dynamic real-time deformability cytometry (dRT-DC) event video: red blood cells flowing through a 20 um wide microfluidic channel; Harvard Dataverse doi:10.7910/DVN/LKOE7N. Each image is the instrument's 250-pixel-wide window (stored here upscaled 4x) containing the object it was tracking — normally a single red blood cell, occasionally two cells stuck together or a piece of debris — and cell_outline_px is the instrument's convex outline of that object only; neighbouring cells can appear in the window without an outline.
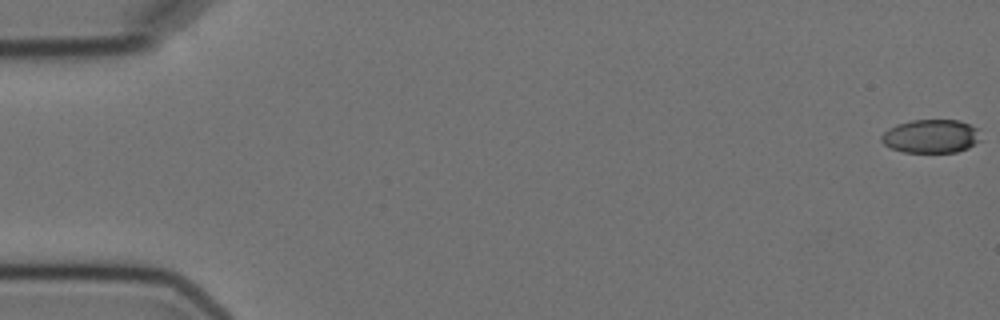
{"species": "Egyptian fruit bat (a non-hibernating species)", "species_latin": "Rousettus aegyptiacus", "temperature_condition": "cold", "stored_images_in_passage": 6, "camera_frame_rate_fps": 3000, "um_per_image_px": 0.085, "animal": {"sex": "female"}, "frame": {"image": 1, "passage_image": 1, "time_ms": 0.0, "image_size_px": [1000, 320], "cell_outline_px": [[980, 140], [968, 148], [956, 152], [904, 152], [892, 148], [884, 144], [880, 140], [880, 136], [888, 128], [896, 124], [912, 120], [960, 120], [980, 128]], "centroid_in_image_um": [79.16, 11.57], "position_along_channel_um": 5.8, "area_um2": 19.59}}
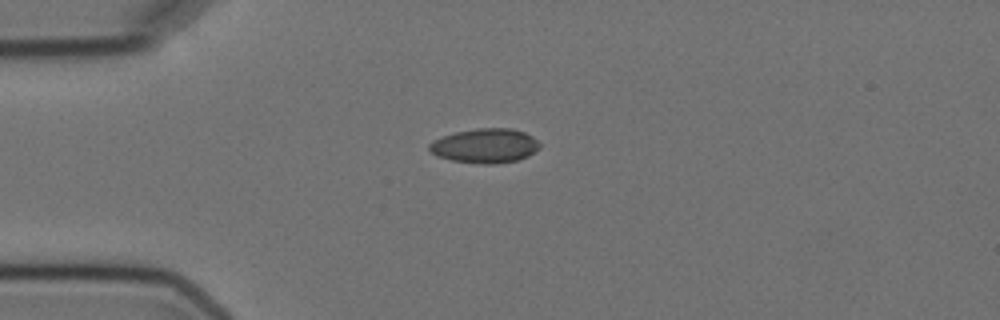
{"frame": {"image": 2, "passage_image": 5, "time_ms": 4.667, "image_size_px": [1000, 320], "cell_outline_px": [[540, 148], [528, 156], [516, 160], [492, 164], [480, 164], [452, 160], [436, 156], [428, 148], [428, 144], [432, 140], [456, 132], [476, 128], [508, 128], [524, 132], [532, 136], [540, 144]], "centroid_in_image_um": [41.21, 12.39], "position_along_channel_um": 43.8, "area_um2": 22.08}}